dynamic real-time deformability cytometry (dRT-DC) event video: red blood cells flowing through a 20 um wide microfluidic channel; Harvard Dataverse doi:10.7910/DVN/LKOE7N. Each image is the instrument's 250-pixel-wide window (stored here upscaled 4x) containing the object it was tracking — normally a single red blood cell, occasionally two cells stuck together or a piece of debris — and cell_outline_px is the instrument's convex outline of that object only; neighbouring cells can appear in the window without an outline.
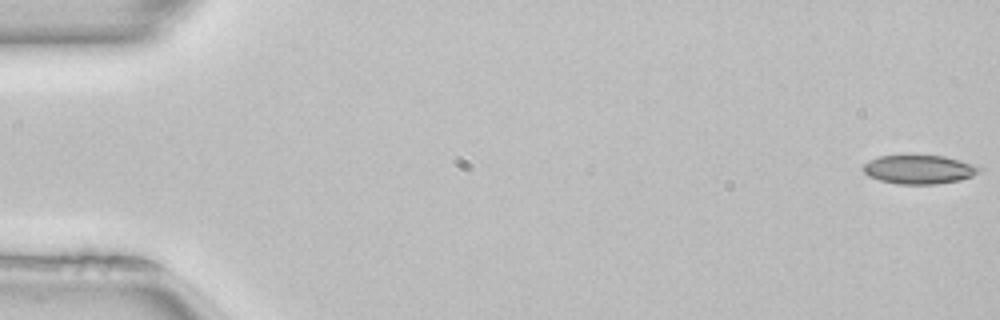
{"species": "common noctule bat (a hibernating species)", "species_latin": "Nyctalus noctula", "temperature_condition": "room temperature", "stored_images_in_passage": 51, "camera_frame_rate_fps": 3000, "um_per_image_px": 0.085, "animal": {"sex": "female", "body_mass_g": 22.7, "forearm_length_mm": 54.2}, "frame": {"image": 1, "passage_image": 1, "time_ms": 0.0, "image_size_px": [1000, 320], "cell_outline_px": [[980, 172], [972, 176], [960, 180], [936, 184], [896, 184], [880, 180], [868, 176], [860, 168], [868, 160], [880, 156], [944, 156], [976, 164], [980, 168]], "centroid_in_image_um": [78.11, 14.41], "position_along_channel_um": 6.9, "area_um2": 19.54}}
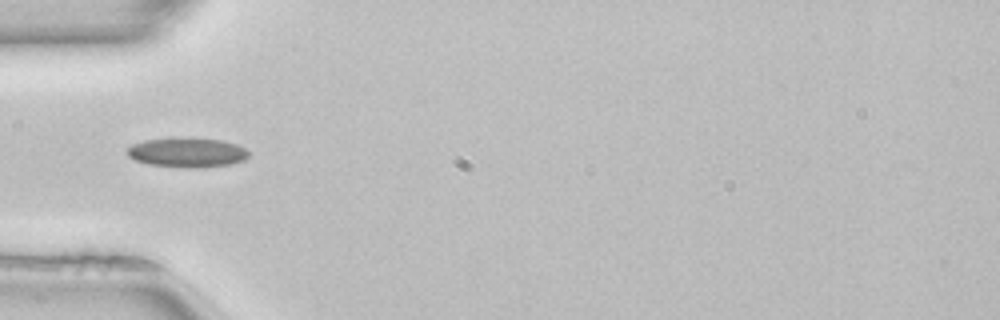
{"frame": {"image": 2, "passage_image": 17, "time_ms": 5.333, "image_size_px": [1000, 320], "cell_outline_px": [[248, 156], [244, 160], [232, 164], [204, 168], [184, 168], [148, 164], [136, 160], [128, 156], [128, 148], [132, 144], [144, 140], [220, 140], [236, 144], [244, 148], [248, 152]], "centroid_in_image_um": [15.93, 13.02], "position_along_channel_um": 69.1, "area_um2": 20.23}}
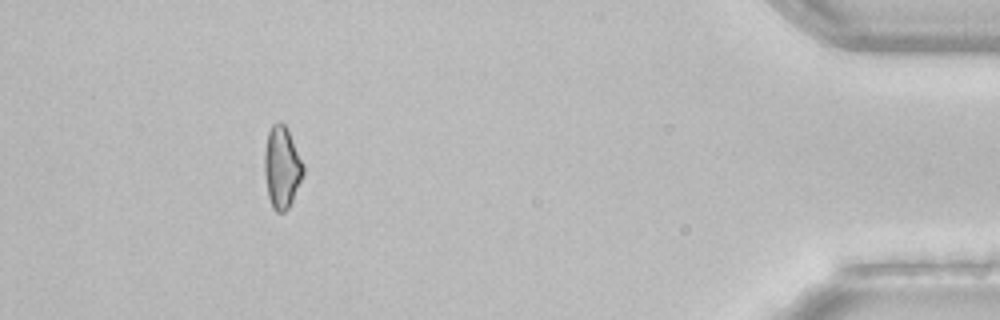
{"frame": {"image": 3, "passage_image": 47, "time_ms": 15.333, "image_size_px": [1000, 320], "cell_outline_px": [[304, 172], [292, 200], [288, 208], [284, 212], [276, 212], [272, 208], [268, 196], [264, 172], [264, 152], [268, 132], [272, 124], [284, 124], [304, 164]], "centroid_in_image_um": [23.94, 14.26], "position_along_channel_um": 411.3, "area_um2": 18.21}, "authors_computed_cell_mechanics": {"area_um2": 19.5364, "velocity_mm_per_s": 4.0307, "shape_relaxation_time_tau1_ms": 6.8817, "shape_relaxation_time_tau2_ms": 3.9036, "deformation_change_tau1": 0.1179, "deformation_change_tau2": 0.1045}}